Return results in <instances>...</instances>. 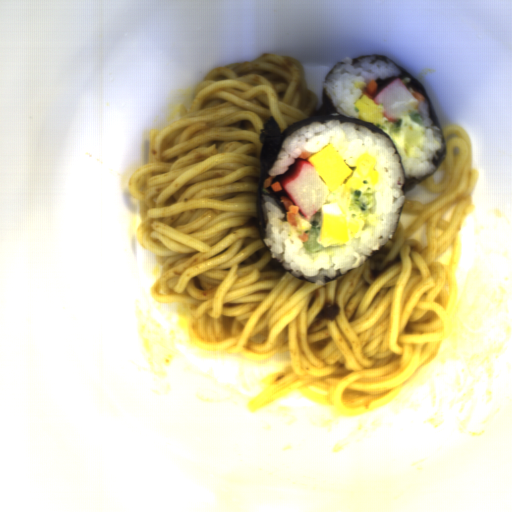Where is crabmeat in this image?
<instances>
[{
    "label": "crabmeat",
    "mask_w": 512,
    "mask_h": 512,
    "mask_svg": "<svg viewBox=\"0 0 512 512\" xmlns=\"http://www.w3.org/2000/svg\"><path fill=\"white\" fill-rule=\"evenodd\" d=\"M293 205L308 220L329 198V190L316 167L308 160L296 158L288 171L278 178Z\"/></svg>",
    "instance_id": "obj_1"
},
{
    "label": "crabmeat",
    "mask_w": 512,
    "mask_h": 512,
    "mask_svg": "<svg viewBox=\"0 0 512 512\" xmlns=\"http://www.w3.org/2000/svg\"><path fill=\"white\" fill-rule=\"evenodd\" d=\"M372 100L375 104H384L386 119L394 123H399L402 116L409 111L418 109L420 103L398 77L385 85Z\"/></svg>",
    "instance_id": "obj_2"
}]
</instances>
